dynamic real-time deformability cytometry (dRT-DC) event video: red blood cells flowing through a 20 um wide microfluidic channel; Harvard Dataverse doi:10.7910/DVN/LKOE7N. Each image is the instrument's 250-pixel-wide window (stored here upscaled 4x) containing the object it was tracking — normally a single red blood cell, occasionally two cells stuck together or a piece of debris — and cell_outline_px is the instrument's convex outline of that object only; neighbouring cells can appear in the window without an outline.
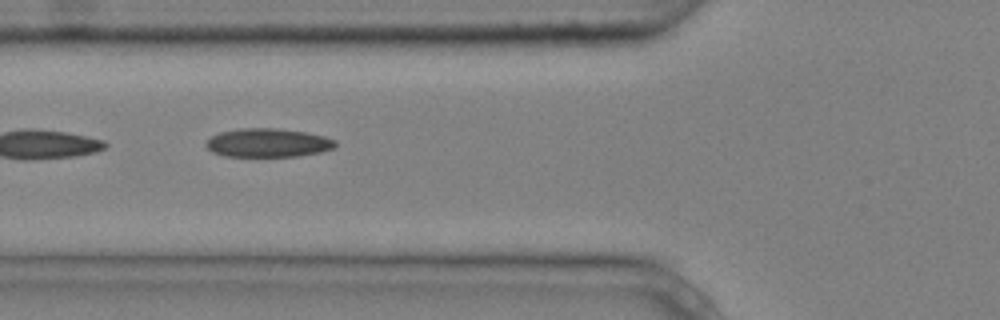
{"species": "common noctule bat (a hibernating species)", "species_latin": "Nyctalus noctula", "temperature_condition": "cold", "stored_images_in_passage": 6, "camera_frame_rate_fps": 3000, "um_per_image_px": 0.085, "animal": {"sex": "male", "body_mass_g": 20.4}, "frame": {"image": 1, "passage_image": 5, "time_ms": 1.333, "image_size_px": [1000, 320], "cell_outline_px": [[336, 148], [320, 152], [296, 156], [224, 156], [212, 152], [204, 144], [212, 136], [220, 132], [240, 128], [276, 128], [308, 132], [324, 136], [336, 140]], "centroid_in_image_um": [22.79, 12.13], "position_along_channel_um": 103.0, "area_um2": 21.68}}